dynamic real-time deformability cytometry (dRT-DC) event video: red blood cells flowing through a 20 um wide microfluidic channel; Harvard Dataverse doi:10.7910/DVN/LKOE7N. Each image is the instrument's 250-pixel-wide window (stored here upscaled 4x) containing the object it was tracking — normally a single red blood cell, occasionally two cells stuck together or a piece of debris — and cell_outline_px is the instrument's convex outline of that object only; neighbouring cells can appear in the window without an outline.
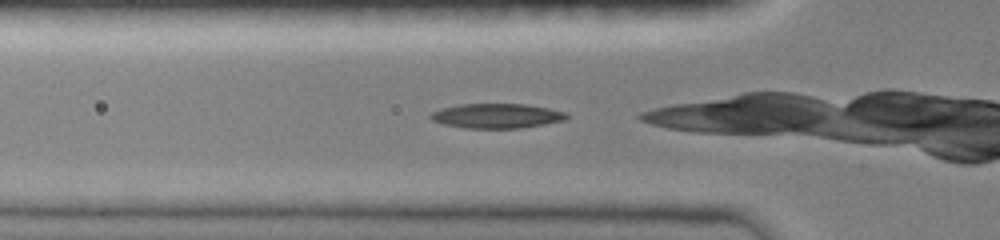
{"species": "common noctule bat (a hibernating species)", "species_latin": "Nyctalus noctula", "temperature_condition": "room temperature", "stored_images_in_passage": 76, "camera_frame_rate_fps": 3000, "um_per_image_px": 0.085, "animal": {"sex": "female", "body_mass_g": 19.0, "forearm_length_mm": 51.5}, "frame": {"image": 1, "passage_image": 22, "time_ms": 3.333, "image_size_px": [1000, 240], "cell_outline_px": [[568, 116], [564, 120], [544, 124], [520, 128], [464, 128], [444, 124], [432, 120], [428, 116], [432, 112], [440, 108], [460, 104], [524, 104], [548, 108], [568, 112]], "centroid_in_image_um": [42.2, 9.84], "position_along_channel_um": 83.6, "area_um2": 19.54}}
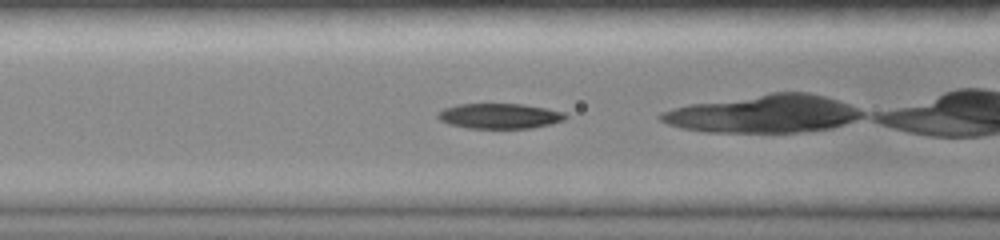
{"frame": {"image": 2, "passage_image": 30, "time_ms": 4.333, "image_size_px": [1000, 240], "cell_outline_px": [[568, 116], [564, 120], [532, 128], [468, 128], [448, 124], [440, 120], [436, 116], [436, 112], [444, 108], [456, 104], [524, 104], [564, 112]], "centroid_in_image_um": [42.41, 9.86], "position_along_channel_um": 124.2, "area_um2": 18.79}, "authors_computed_cell_mechanics": {"area_um2": 19.6809, "velocity_mm_per_s": 4.0515, "shape_relaxation_time_tau1_ms": 4.4869, "shape_relaxation_time_tau2_ms": 4.458, "deformation_change_tau1": 0.1691, "deformation_change_tau2": 0.1081}}